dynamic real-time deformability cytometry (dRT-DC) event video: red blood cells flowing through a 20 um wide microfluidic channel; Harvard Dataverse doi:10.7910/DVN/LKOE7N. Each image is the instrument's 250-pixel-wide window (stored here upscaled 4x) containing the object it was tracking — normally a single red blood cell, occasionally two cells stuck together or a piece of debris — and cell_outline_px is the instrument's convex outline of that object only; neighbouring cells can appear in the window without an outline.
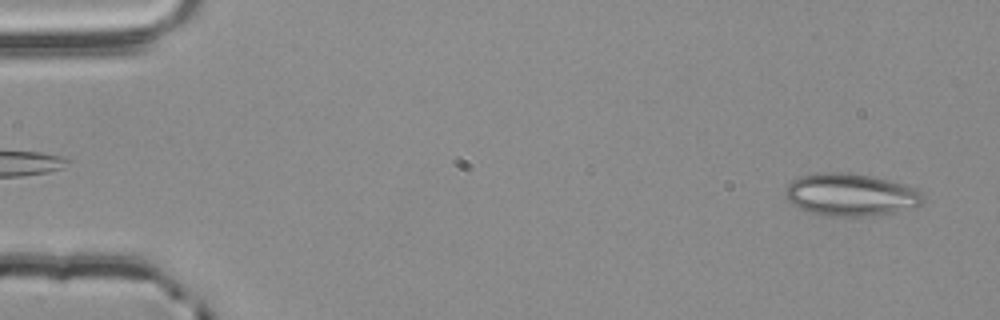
{"species": "common noctule bat (a hibernating species)", "species_latin": "Nyctalus noctula", "temperature_condition": "room temperature", "stored_images_in_passage": 53, "camera_frame_rate_fps": 3000, "um_per_image_px": 0.085, "animal": {"sex": "male", "body_mass_g": 20.4}, "frame": {"image": 1, "passage_image": 2, "time_ms": 0.333, "image_size_px": [1000, 320], "cell_outline_px": [[924, 200], [920, 204], [892, 212], [876, 216], [832, 216], [808, 212], [792, 204], [788, 200], [784, 192], [788, 184], [792, 180], [800, 176], [812, 172], [848, 172], [888, 180], [916, 188], [924, 196]], "centroid_in_image_um": [72.25, 16.54], "position_along_channel_um": 12.7, "area_um2": 33.99}}
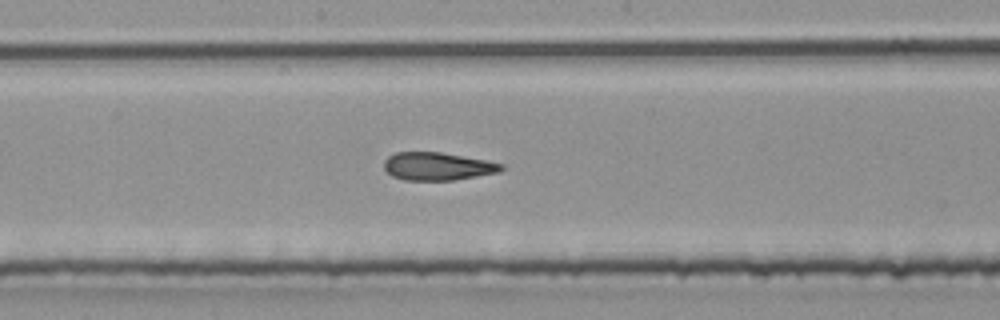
{"frame": {"image": 2, "passage_image": 28, "time_ms": 9.0, "image_size_px": [1000, 320], "cell_outline_px": [[504, 168], [500, 172], [456, 180], [404, 180], [392, 176], [384, 168], [384, 160], [388, 156], [396, 152], [440, 152], [484, 160], [504, 164]], "centroid_in_image_um": [37.19, 14.14], "position_along_channel_um": 211.0, "area_um2": 19.07}}
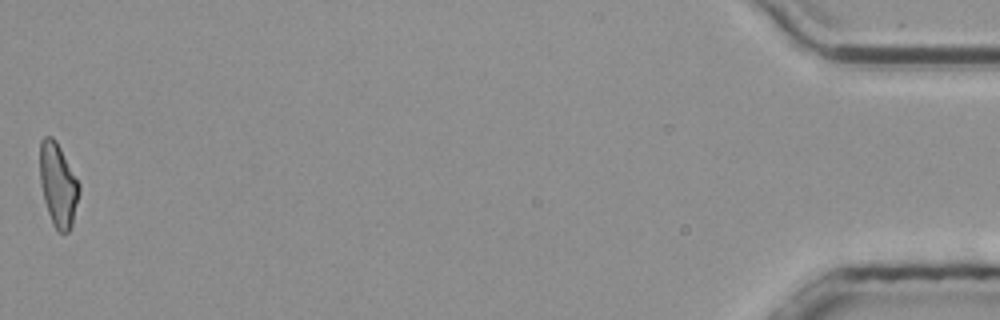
{"frame": {"image": 3, "passage_image": 53, "time_ms": 17.333, "image_size_px": [1000, 320], "cell_outline_px": [[80, 192], [72, 224], [68, 232], [60, 232], [56, 228], [48, 212], [44, 200], [40, 184], [40, 140], [44, 136], [52, 136], [56, 140], [80, 184]], "centroid_in_image_um": [4.94, 15.67], "position_along_channel_um": 430.3, "area_um2": 18.96}, "authors_computed_cell_mechanics": {"area_um2": 19.8832, "velocity_mm_per_s": 3.8782, "shape_relaxation_time_tau1_ms": null, "shape_relaxation_time_tau2_ms": 5.6299, "deformation_change_tau1": null, "deformation_change_tau2": 0.17}}